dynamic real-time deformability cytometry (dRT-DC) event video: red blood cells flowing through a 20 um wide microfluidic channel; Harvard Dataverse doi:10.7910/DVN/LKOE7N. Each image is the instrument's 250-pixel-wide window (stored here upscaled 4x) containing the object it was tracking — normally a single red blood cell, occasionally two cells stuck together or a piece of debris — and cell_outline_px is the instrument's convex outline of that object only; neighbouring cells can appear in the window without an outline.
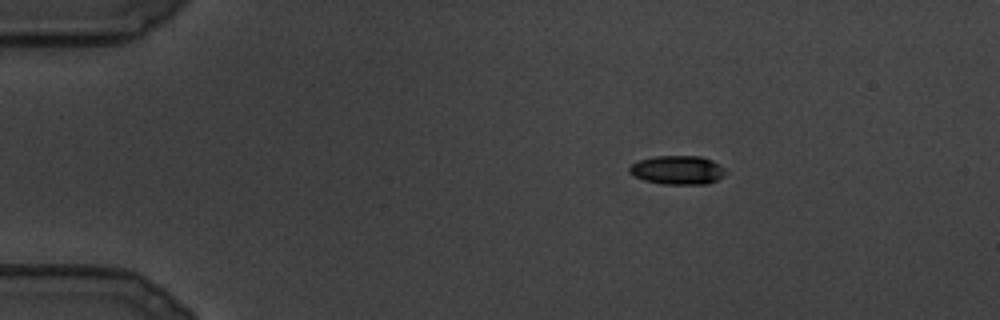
{"species": "common noctule bat (a hibernating species)", "species_latin": "Nyctalus noctula", "temperature_condition": "cold", "stored_images_in_passage": 91, "camera_frame_rate_fps": 3000, "um_per_image_px": 0.085, "animal": {"sex": "male", "body_mass_g": 19.5, "forearm_length_mm": 54.6}, "frame": {"image": 1, "passage_image": 1, "time_ms": 0.0, "image_size_px": [1000, 320], "cell_outline_px": [[728, 172], [724, 176], [708, 184], [660, 184], [644, 180], [628, 172], [628, 168], [632, 164], [640, 160], [656, 156], [700, 156], [712, 160], [720, 164]], "centroid_in_image_um": [57.63, 14.46], "position_along_channel_um": 27.4, "area_um2": 16.24}}
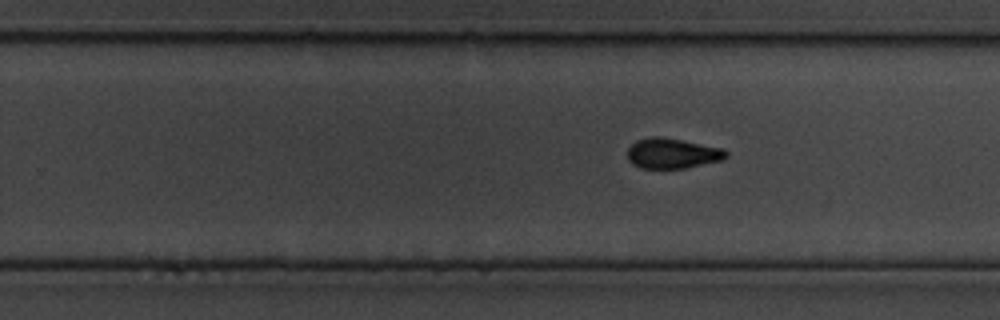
{"frame": {"image": 2, "passage_image": 51, "time_ms": 16.667, "image_size_px": [1000, 320], "cell_outline_px": [[728, 156], [724, 160], [684, 168], [640, 168], [632, 164], [628, 160], [628, 148], [636, 140], [648, 136], [660, 136], [724, 148], [728, 152]], "centroid_in_image_um": [57.16, 13.03], "position_along_channel_um": 272.6, "area_um2": 17.57}}
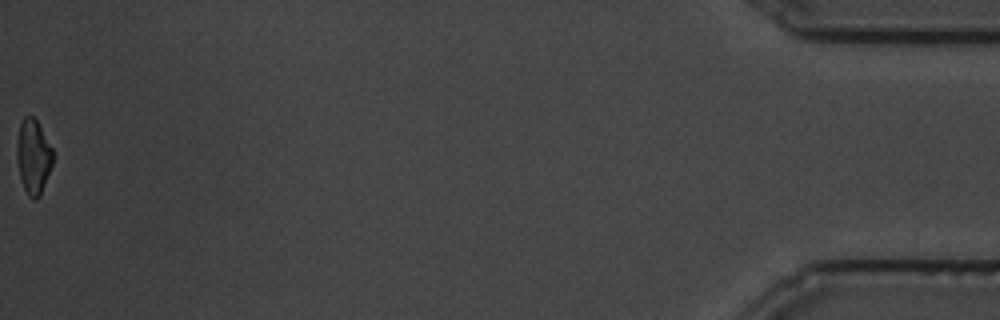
{"frame": {"image": 3, "passage_image": 91, "time_ms": 30.0, "image_size_px": [1000, 320], "cell_outline_px": [[52, 164], [40, 196], [36, 200], [32, 200], [28, 196], [24, 188], [20, 176], [16, 160], [16, 144], [20, 124], [24, 116], [32, 116], [36, 120], [52, 148]], "centroid_in_image_um": [2.81, 13.33], "position_along_channel_um": 432.4, "area_um2": 15.55}}